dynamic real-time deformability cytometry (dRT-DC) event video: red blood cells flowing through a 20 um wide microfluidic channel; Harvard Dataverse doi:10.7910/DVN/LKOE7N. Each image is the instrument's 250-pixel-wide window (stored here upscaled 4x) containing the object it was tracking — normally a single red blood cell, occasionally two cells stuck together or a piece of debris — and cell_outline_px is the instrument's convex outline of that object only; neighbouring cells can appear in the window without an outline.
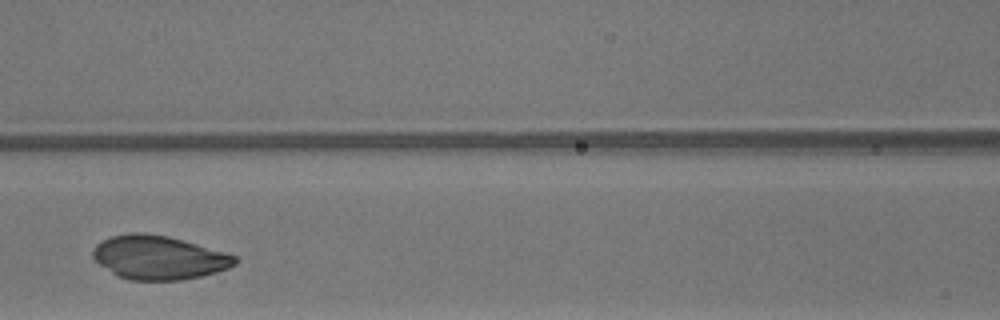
{"species": "common noctule bat (a hibernating species)", "species_latin": "Nyctalus noctula", "temperature_condition": "warm", "stored_images_in_passage": 29, "camera_frame_rate_fps": 3000, "um_per_image_px": 0.085, "animal": {"sex": "male", "body_mass_g": 13.3}, "frame": {"image": 1, "passage_image": 14, "time_ms": 4.333, "image_size_px": [1000, 320], "cell_outline_px": [[240, 260], [236, 264], [228, 268], [216, 272], [200, 276], [180, 280], [128, 280], [112, 272], [100, 264], [92, 256], [92, 252], [96, 244], [112, 236], [132, 232], [144, 232], [168, 236], [228, 252], [236, 256]], "centroid_in_image_um": [13.54, 21.88], "position_along_channel_um": 153.1, "area_um2": 36.24}}